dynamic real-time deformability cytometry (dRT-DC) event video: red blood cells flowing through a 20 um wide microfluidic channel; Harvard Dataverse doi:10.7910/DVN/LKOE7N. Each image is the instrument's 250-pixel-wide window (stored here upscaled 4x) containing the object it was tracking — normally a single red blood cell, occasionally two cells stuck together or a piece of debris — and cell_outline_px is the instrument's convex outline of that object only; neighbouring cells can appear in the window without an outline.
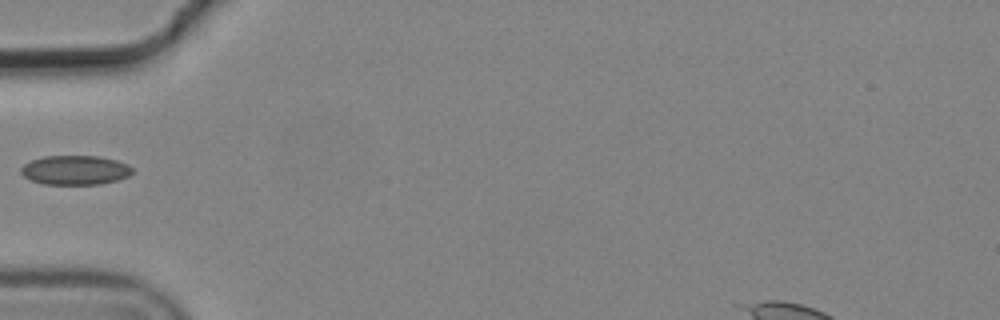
{"species": "common noctule bat (a hibernating species)", "species_latin": "Nyctalus noctula", "temperature_condition": "cold", "stored_images_in_passage": 4, "camera_frame_rate_fps": 3000, "um_per_image_px": 0.085, "animal": {"sex": "male", "body_mass_g": 19.2, "forearm_length_mm": 51.8}, "frame": {"image": 1, "passage_image": 4, "time_ms": 1.0, "image_size_px": [1000, 320], "cell_outline_px": [[132, 172], [128, 176], [116, 180], [100, 184], [44, 184], [32, 180], [24, 176], [20, 172], [20, 168], [24, 164], [32, 160], [44, 156], [100, 156], [116, 160], [128, 164], [132, 168]], "centroid_in_image_um": [6.38, 14.45], "position_along_channel_um": 78.6, "area_um2": 18.96}}